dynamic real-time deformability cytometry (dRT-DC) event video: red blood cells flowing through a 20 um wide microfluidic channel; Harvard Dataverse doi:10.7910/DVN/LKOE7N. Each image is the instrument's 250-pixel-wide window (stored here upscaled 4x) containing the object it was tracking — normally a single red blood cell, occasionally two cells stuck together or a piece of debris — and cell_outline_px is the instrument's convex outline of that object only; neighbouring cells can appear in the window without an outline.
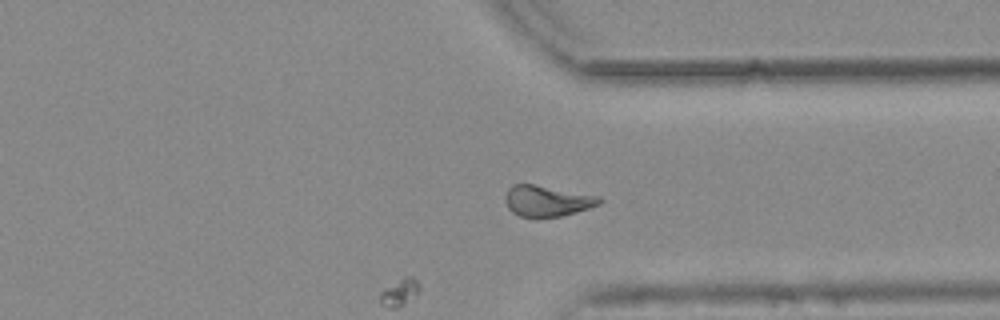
{"species": "common noctule bat (a hibernating species)", "species_latin": "Nyctalus noctula", "temperature_condition": "warm", "stored_images_in_passage": 41, "camera_frame_rate_fps": 3000, "um_per_image_px": 0.085, "animal": {"sex": "female", "body_mass_g": 25.1}, "frame": {"image": 1, "passage_image": 41, "time_ms": 13.333, "image_size_px": [1000, 320], "cell_outline_px": [[604, 200], [600, 204], [576, 212], [560, 216], [520, 216], [512, 212], [508, 208], [504, 200], [504, 196], [508, 188], [512, 184], [532, 184], [600, 196]], "centroid_in_image_um": [46.49, 17.06], "position_along_channel_um": 364.9, "area_um2": 16.82}}